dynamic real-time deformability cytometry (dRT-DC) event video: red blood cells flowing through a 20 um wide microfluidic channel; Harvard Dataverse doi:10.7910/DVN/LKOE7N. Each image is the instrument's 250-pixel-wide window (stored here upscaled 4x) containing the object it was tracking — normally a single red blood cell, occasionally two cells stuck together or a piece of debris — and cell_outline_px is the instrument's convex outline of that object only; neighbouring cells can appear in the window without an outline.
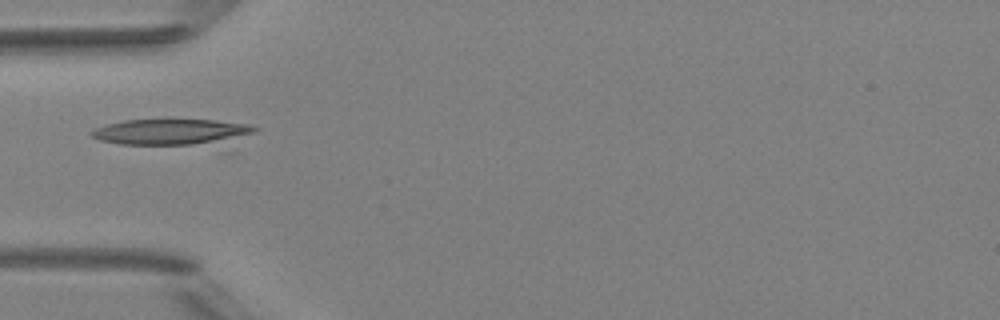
{"species": "Egyptian fruit bat (a non-hibernating species)", "species_latin": "Rousettus aegyptiacus", "temperature_condition": "room temperature", "stored_images_in_passage": 5, "camera_frame_rate_fps": 3000, "um_per_image_px": 0.085, "animal": {"sex": "female"}, "frame": {"image": 1, "passage_image": 5, "time_ms": 4.667, "image_size_px": [1000, 320], "cell_outline_px": [[260, 128], [256, 132], [220, 140], [192, 144], [120, 144], [100, 140], [92, 136], [88, 132], [96, 128], [108, 124], [124, 120], [168, 116], [212, 120], [248, 124]], "centroid_in_image_um": [14.45, 11.13], "position_along_channel_um": 70.6, "area_um2": 24.91}}